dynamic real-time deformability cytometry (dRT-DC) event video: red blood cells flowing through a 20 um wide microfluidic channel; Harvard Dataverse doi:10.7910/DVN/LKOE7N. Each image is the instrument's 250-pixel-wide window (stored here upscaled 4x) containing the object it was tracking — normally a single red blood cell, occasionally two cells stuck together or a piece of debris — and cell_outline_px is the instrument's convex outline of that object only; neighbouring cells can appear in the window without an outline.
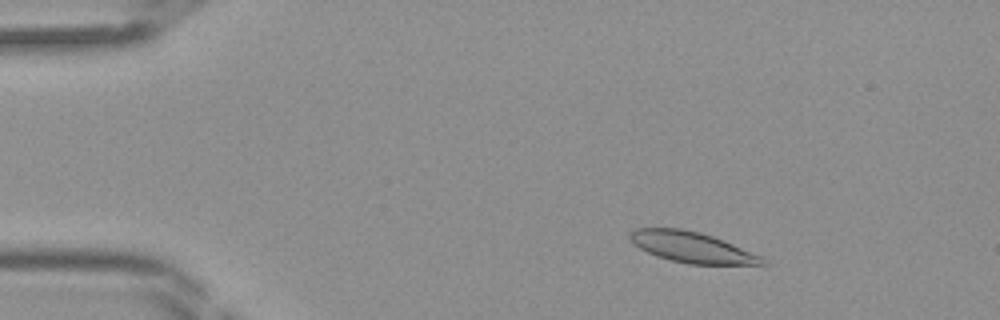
{"species": "Egyptian fruit bat (a non-hibernating species)", "species_latin": "Rousettus aegyptiacus", "temperature_condition": "room temperature", "stored_images_in_passage": 44, "camera_frame_rate_fps": 3000, "um_per_image_px": 0.085, "frame": {"image": 1, "passage_image": 7, "time_ms": 2.0, "image_size_px": [1000, 320], "cell_outline_px": [[768, 264], [688, 264], [656, 256], [632, 244], [628, 236], [628, 232], [636, 228], [680, 228], [700, 232], [712, 236], [764, 256], [768, 260]], "centroid_in_image_um": [58.81, 21.01], "position_along_channel_um": 26.2, "area_um2": 23.81}}
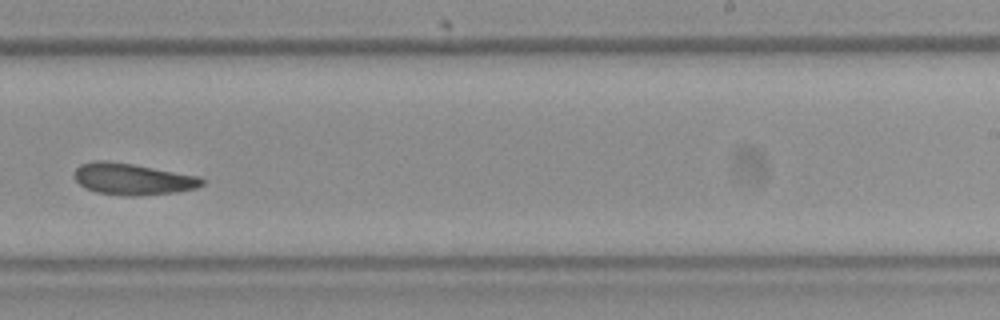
{"frame": {"image": 2, "passage_image": 28, "time_ms": 9.0, "image_size_px": [1000, 320], "cell_outline_px": [[204, 184], [196, 188], [176, 192], [132, 196], [120, 196], [96, 192], [84, 188], [72, 176], [76, 168], [80, 164], [92, 160], [104, 160], [132, 164], [200, 176], [204, 180]], "centroid_in_image_um": [11.23, 15.22], "position_along_channel_um": 277.8, "area_um2": 23.64}}
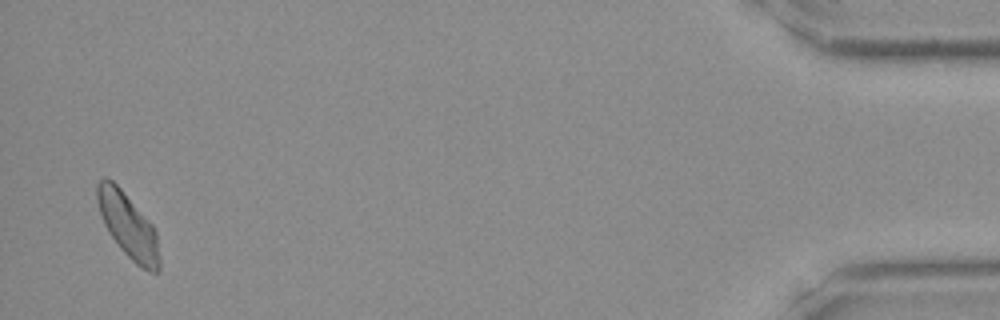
{"frame": {"image": 3, "passage_image": 43, "time_ms": 14.0, "image_size_px": [1000, 320], "cell_outline_px": [[160, 272], [152, 272], [136, 264], [120, 248], [108, 232], [104, 224], [96, 200], [96, 184], [104, 176], [108, 176], [120, 188], [152, 224], [156, 232], [160, 260]], "centroid_in_image_um": [10.87, 19.16], "position_along_channel_um": 424.3, "area_um2": 23.35}}